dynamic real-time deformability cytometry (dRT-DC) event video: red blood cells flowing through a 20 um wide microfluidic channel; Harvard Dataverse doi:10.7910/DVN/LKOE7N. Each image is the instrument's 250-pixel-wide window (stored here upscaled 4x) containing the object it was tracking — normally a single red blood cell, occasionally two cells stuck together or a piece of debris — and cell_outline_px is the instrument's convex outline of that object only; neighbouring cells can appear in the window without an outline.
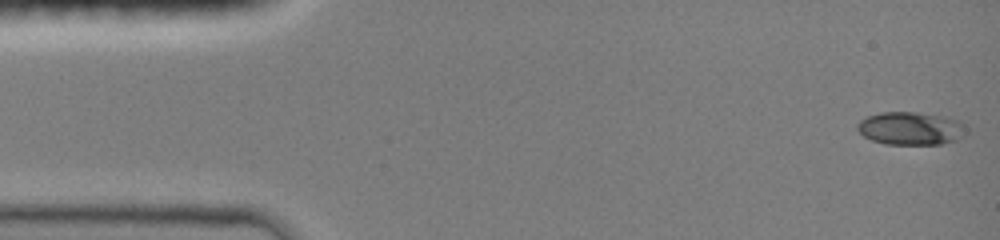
{"species": "common noctule bat (a hibernating species)", "species_latin": "Nyctalus noctula", "temperature_condition": "room temperature", "stored_images_in_passage": 11, "camera_frame_rate_fps": 3000, "um_per_image_px": 0.085, "animal": {"sex": "female", "body_mass_g": 19.0, "forearm_length_mm": 51.5}, "frame": {"image": 1, "passage_image": 1, "time_ms": 0.0, "image_size_px": [1000, 240], "cell_outline_px": [[968, 132], [956, 140], [940, 144], [884, 144], [872, 140], [864, 136], [856, 128], [856, 124], [860, 120], [868, 116], [880, 112], [916, 112], [948, 116], [960, 120]], "centroid_in_image_um": [77.43, 10.9], "position_along_channel_um": 7.6, "area_um2": 21.15}}